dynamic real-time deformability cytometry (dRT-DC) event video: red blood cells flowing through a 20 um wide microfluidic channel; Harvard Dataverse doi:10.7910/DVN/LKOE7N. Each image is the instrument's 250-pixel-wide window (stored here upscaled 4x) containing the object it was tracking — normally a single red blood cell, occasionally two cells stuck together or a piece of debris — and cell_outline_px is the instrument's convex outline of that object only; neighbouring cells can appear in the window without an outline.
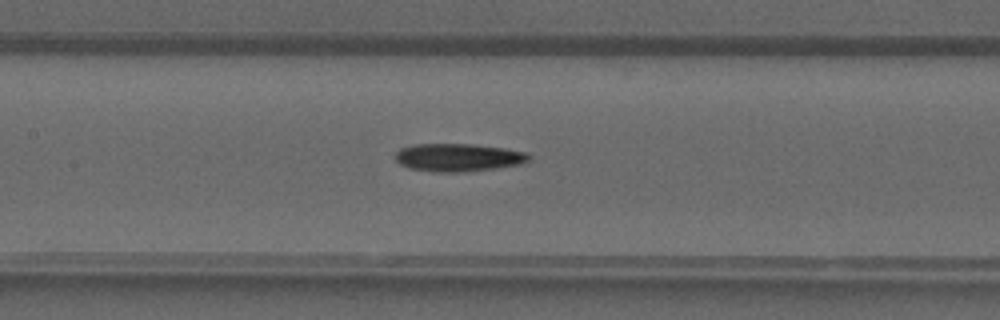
{"species": "common noctule bat (a hibernating species)", "species_latin": "Nyctalus noctula", "temperature_condition": "warm", "stored_images_in_passage": 40, "camera_frame_rate_fps": 3000, "um_per_image_px": 0.085, "animal": {"sex": "male", "forearm_length_mm": 52.5}, "frame": {"image": 1, "passage_image": 19, "time_ms": 6.0, "image_size_px": [1000, 320], "cell_outline_px": [[532, 156], [528, 160], [520, 164], [496, 168], [460, 172], [436, 172], [408, 168], [400, 164], [396, 160], [396, 152], [400, 148], [412, 144], [472, 144], [504, 148], [528, 152]], "centroid_in_image_um": [38.95, 13.38], "position_along_channel_um": 168.5, "area_um2": 21.79}}
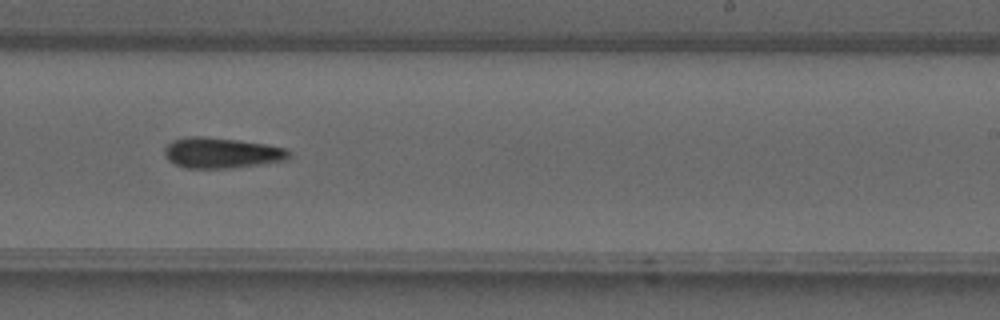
{"frame": {"image": 2, "passage_image": 25, "time_ms": 8.0, "image_size_px": [1000, 320], "cell_outline_px": [[292, 156], [288, 160], [232, 168], [184, 168], [168, 160], [164, 156], [164, 148], [172, 140], [188, 136], [204, 136], [236, 140], [264, 144], [288, 148], [292, 152]], "centroid_in_image_um": [18.85, 12.99], "position_along_channel_um": 270.1, "area_um2": 22.43}}
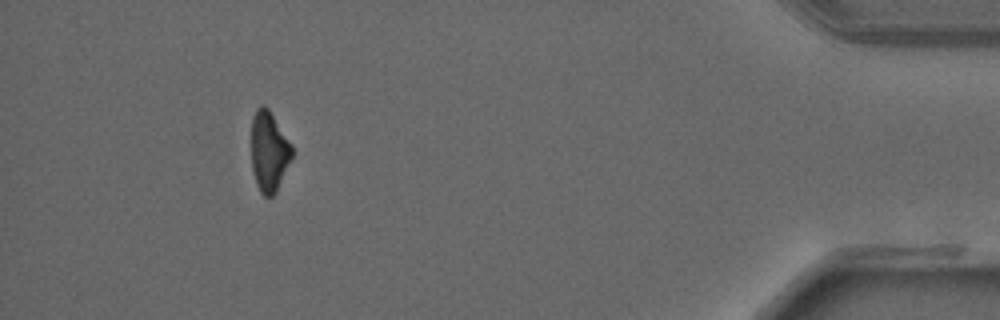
{"frame": {"image": 3, "passage_image": 37, "time_ms": 12.0, "image_size_px": [1000, 320], "cell_outline_px": [[292, 156], [276, 192], [272, 196], [264, 196], [260, 192], [256, 184], [252, 172], [252, 116], [256, 108], [260, 104], [264, 104], [268, 108], [292, 144]], "centroid_in_image_um": [22.85, 12.85], "position_along_channel_um": 412.4, "area_um2": 19.02}}